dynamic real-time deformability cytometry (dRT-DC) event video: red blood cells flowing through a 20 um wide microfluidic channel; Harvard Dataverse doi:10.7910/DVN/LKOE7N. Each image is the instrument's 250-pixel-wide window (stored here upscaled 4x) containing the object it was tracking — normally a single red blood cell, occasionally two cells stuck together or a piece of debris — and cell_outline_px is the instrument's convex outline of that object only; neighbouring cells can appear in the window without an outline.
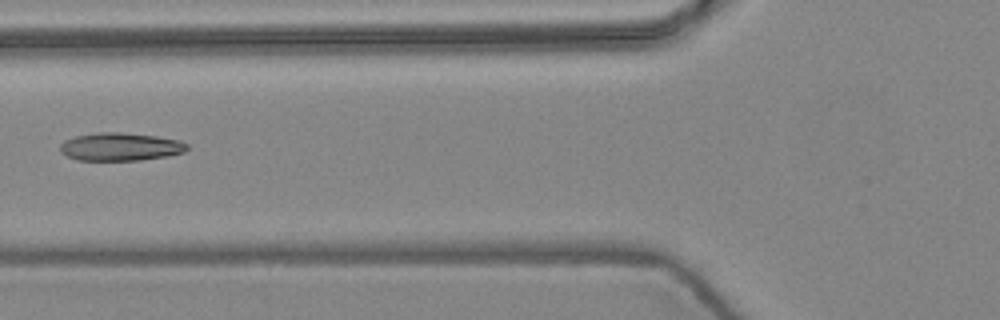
{"species": "common noctule bat (a hibernating species)", "species_latin": "Nyctalus noctula", "temperature_condition": "warm", "stored_images_in_passage": 4, "camera_frame_rate_fps": 3000, "um_per_image_px": 0.085, "animal": {"sex": "female", "body_mass_g": 24.6, "forearm_length_mm": 56.2}, "frame": {"image": 1, "passage_image": 4, "time_ms": 1.0, "image_size_px": [1000, 320], "cell_outline_px": [[188, 148], [184, 152], [168, 156], [140, 160], [76, 160], [60, 152], [60, 144], [64, 140], [76, 136], [96, 132], [120, 132], [156, 136], [180, 140], [188, 144]], "centroid_in_image_um": [10.23, 12.47], "position_along_channel_um": 115.6, "area_um2": 20.81}}